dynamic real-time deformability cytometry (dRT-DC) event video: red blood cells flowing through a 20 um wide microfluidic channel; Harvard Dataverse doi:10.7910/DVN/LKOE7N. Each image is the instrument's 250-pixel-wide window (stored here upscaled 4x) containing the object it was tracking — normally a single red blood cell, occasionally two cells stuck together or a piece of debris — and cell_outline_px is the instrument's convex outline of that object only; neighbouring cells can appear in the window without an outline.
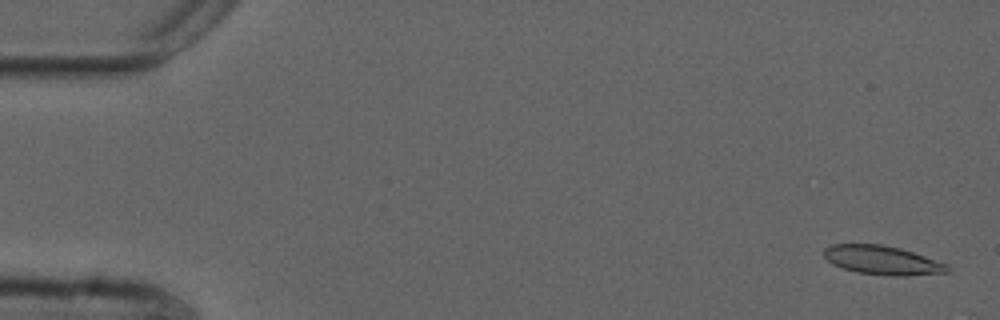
{"species": "common noctule bat (a hibernating species)", "species_latin": "Nyctalus noctula", "temperature_condition": "cold", "stored_images_in_passage": 7, "camera_frame_rate_fps": 3000, "um_per_image_px": 0.085, "animal": {"sex": "male", "forearm_length_mm": 52.5}, "frame": {"image": 1, "passage_image": 2, "time_ms": 0.333, "image_size_px": [1000, 320], "cell_outline_px": [[952, 272], [904, 276], [892, 276], [856, 272], [832, 264], [824, 256], [824, 248], [832, 244], [880, 244], [900, 248], [948, 264], [952, 268]], "centroid_in_image_um": [75.04, 22.12], "position_along_channel_um": 10.0, "area_um2": 20.87}}